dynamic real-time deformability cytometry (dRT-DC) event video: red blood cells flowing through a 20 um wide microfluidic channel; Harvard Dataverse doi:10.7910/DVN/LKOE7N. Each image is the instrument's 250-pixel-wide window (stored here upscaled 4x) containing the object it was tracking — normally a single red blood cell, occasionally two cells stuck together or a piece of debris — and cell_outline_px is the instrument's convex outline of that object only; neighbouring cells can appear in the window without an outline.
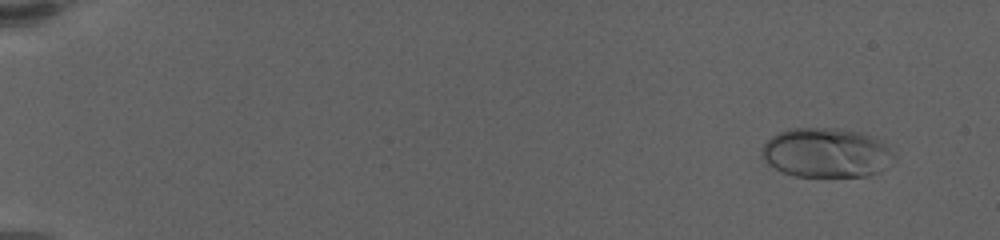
{"species": "human", "species_latin": "Homo sapiens", "temperature_condition": "warm", "stored_images_in_passage": 63, "camera_frame_rate_fps": 3000, "um_per_image_px": 0.085, "donor": {"sex": "female"}, "frame": {"image": 1, "passage_image": 6, "time_ms": 1.667, "image_size_px": [1000, 240], "cell_outline_px": [[896, 160], [880, 172], [868, 176], [796, 176], [784, 172], [768, 164], [760, 156], [760, 148], [772, 136], [788, 128], [840, 128], [860, 132], [884, 140], [896, 156]], "centroid_in_image_um": [70.28, 12.98], "position_along_channel_um": 14.7, "area_um2": 38.73}}
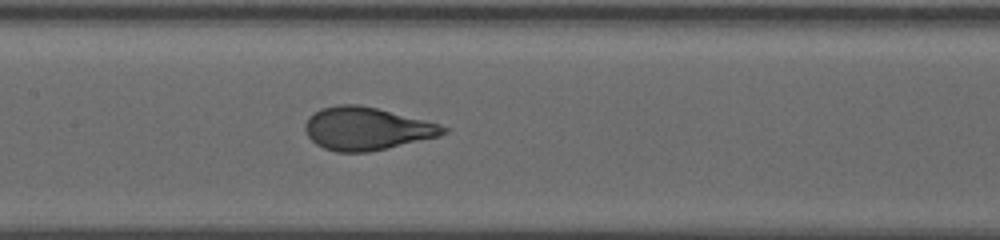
{"frame": {"image": 2, "passage_image": 34, "time_ms": 11.0, "image_size_px": [1000, 240], "cell_outline_px": [[448, 132], [440, 136], [388, 148], [368, 152], [336, 152], [324, 148], [316, 144], [308, 136], [304, 128], [304, 124], [308, 116], [320, 108], [336, 104], [360, 104], [440, 124], [448, 128]], "centroid_in_image_um": [31.13, 10.93], "position_along_channel_um": 176.3, "area_um2": 34.62}}
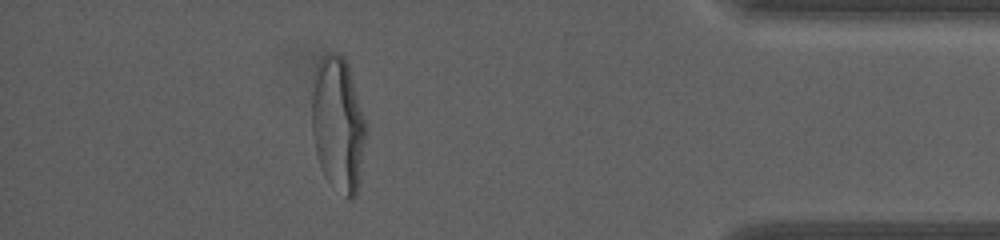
{"frame": {"image": 3, "passage_image": 57, "time_ms": 18.667, "image_size_px": [1000, 240], "cell_outline_px": [[368, 128], [356, 192], [352, 200], [348, 200], [324, 176], [320, 168], [316, 152], [312, 132], [312, 76], [320, 60], [328, 52], [336, 52], [344, 56], [348, 64]], "centroid_in_image_um": [28.73, 10.52], "position_along_channel_um": 406.5, "area_um2": 42.71}, "authors_computed_cell_mechanics": {"area_um2": 35.0268, "velocity_mm_per_s": 3.4597, "shape_relaxation_time_tau1_ms": 4.9276, "shape_relaxation_time_tau2_ms": null, "deformation_change_tau1": 0.2403, "deformation_change_tau2": null}}